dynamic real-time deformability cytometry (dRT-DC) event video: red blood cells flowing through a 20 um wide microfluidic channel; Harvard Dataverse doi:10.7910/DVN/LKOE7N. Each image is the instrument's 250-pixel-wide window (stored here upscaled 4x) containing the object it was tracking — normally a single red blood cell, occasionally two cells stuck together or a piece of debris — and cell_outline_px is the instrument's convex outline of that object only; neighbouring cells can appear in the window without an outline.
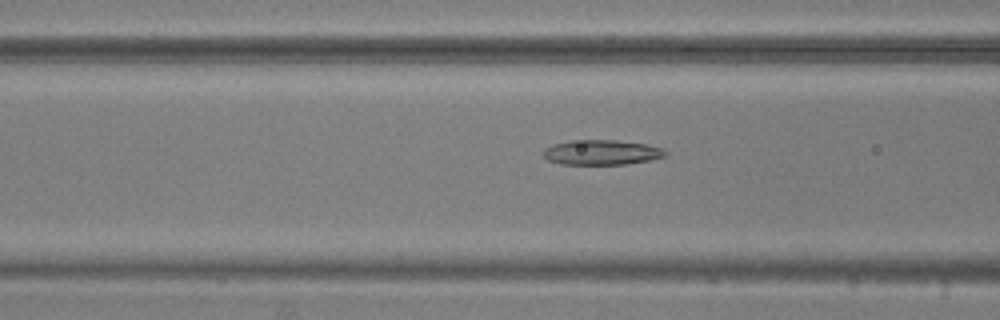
{"species": "common noctule bat (a hibernating species)", "species_latin": "Nyctalus noctula", "temperature_condition": "warm", "stored_images_in_passage": 48, "camera_frame_rate_fps": 3000, "um_per_image_px": 0.085, "animal": {"sex": "male", "body_mass_g": 20.5, "forearm_length_mm": 52.5}, "frame": {"image": 1, "passage_image": 14, "time_ms": 4.333, "image_size_px": [1000, 320], "cell_outline_px": [[668, 156], [652, 160], [624, 164], [560, 164], [548, 160], [544, 156], [544, 148], [556, 144], [572, 140], [616, 140], [644, 144], [664, 148], [668, 152]], "centroid_in_image_um": [51.2, 12.95], "position_along_channel_um": 115.4, "area_um2": 17.74}}
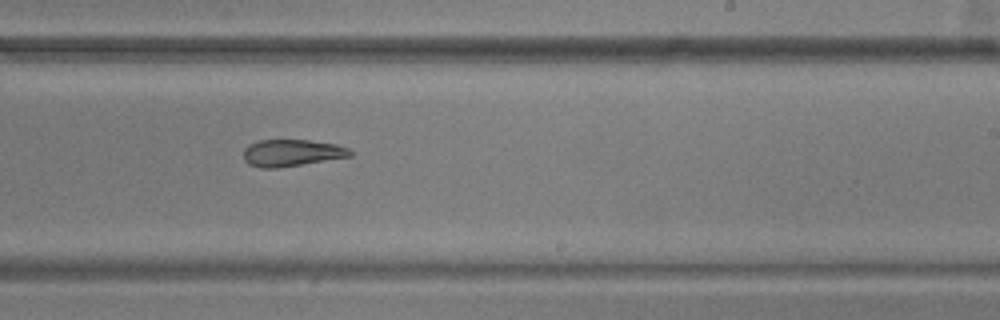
{"frame": {"image": 2, "passage_image": 26, "time_ms": 8.333, "image_size_px": [1000, 320], "cell_outline_px": [[356, 152], [352, 156], [276, 168], [260, 168], [248, 164], [244, 160], [244, 148], [248, 144], [256, 140], [308, 140], [336, 144], [348, 148]], "centroid_in_image_um": [24.79, 12.99], "position_along_channel_um": 264.2, "area_um2": 16.82}}
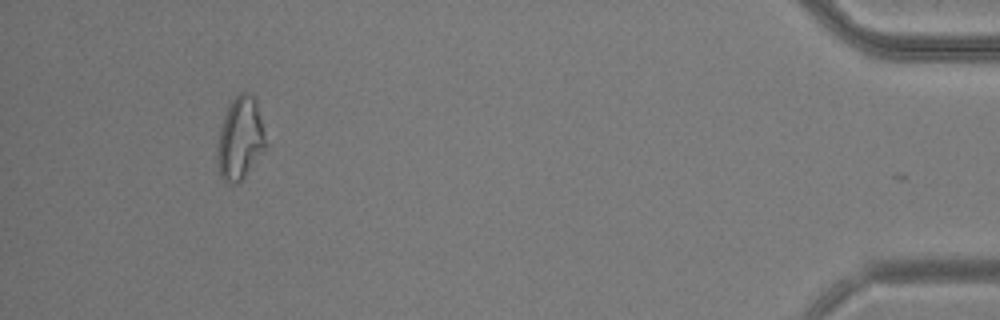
{"frame": {"image": 3, "passage_image": 44, "time_ms": 14.333, "image_size_px": [1000, 320], "cell_outline_px": [[264, 148], [244, 176], [236, 184], [224, 184], [220, 176], [216, 160], [216, 152], [220, 128], [224, 116], [232, 100], [240, 92], [244, 92], [252, 96], [256, 100], [264, 136]], "centroid_in_image_um": [20.35, 11.81], "position_along_channel_um": 414.9, "area_um2": 22.72}, "authors_computed_cell_mechanics": {"area_um2": 18.7272, "velocity_mm_per_s": 3.7202, "shape_relaxation_time_tau1_ms": null, "shape_relaxation_time_tau2_ms": 6.3665, "deformation_change_tau1": null, "deformation_change_tau2": 0.1629}}